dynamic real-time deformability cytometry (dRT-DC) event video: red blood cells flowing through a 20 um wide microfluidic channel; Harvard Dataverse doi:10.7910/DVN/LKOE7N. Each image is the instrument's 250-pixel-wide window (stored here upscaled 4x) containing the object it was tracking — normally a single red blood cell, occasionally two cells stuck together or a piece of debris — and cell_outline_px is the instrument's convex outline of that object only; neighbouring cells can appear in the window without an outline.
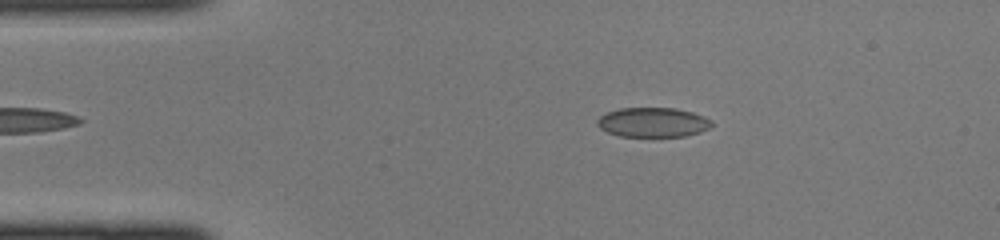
{"species": "common noctule bat (a hibernating species)", "species_latin": "Nyctalus noctula", "temperature_condition": "cold", "stored_images_in_passage": 33, "camera_frame_rate_fps": 3000, "um_per_image_px": 0.085, "animal": {"sex": "female", "body_mass_g": 22.0, "forearm_length_mm": 56.7}, "frame": {"image": 1, "passage_image": 3, "time_ms": 0.667, "image_size_px": [1000, 240], "cell_outline_px": [[712, 124], [708, 128], [700, 132], [684, 136], [620, 136], [608, 132], [600, 128], [596, 124], [596, 120], [600, 116], [608, 112], [620, 108], [676, 108], [692, 112], [704, 116], [712, 120]], "centroid_in_image_um": [55.49, 10.39], "position_along_channel_um": 29.5, "area_um2": 19.65}}
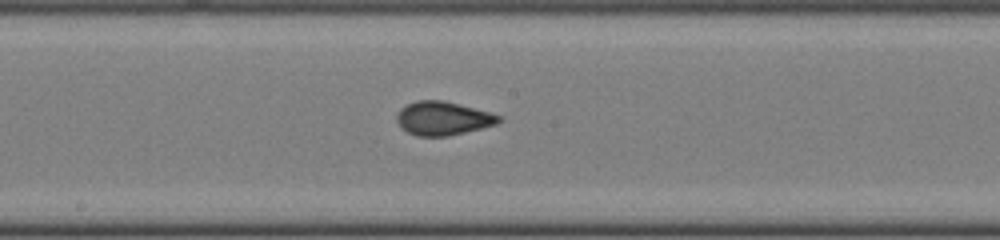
{"frame": {"image": 2, "passage_image": 18, "time_ms": 5.667, "image_size_px": [1000, 240], "cell_outline_px": [[504, 116], [496, 124], [448, 136], [416, 136], [400, 128], [396, 120], [396, 116], [400, 108], [416, 100], [444, 100], [460, 104]], "centroid_in_image_um": [37.62, 10.05], "position_along_channel_um": 210.6, "area_um2": 20.06}}
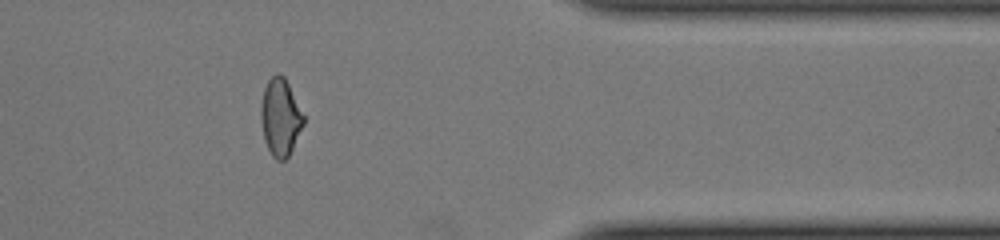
{"frame": {"image": 3, "passage_image": 31, "time_ms": 10.0, "image_size_px": [1000, 240], "cell_outline_px": [[304, 124], [288, 156], [284, 160], [276, 160], [272, 156], [264, 140], [260, 116], [260, 108], [264, 88], [268, 80], [276, 72], [284, 76], [304, 116]], "centroid_in_image_um": [23.81, 9.96], "position_along_channel_um": 387.6, "area_um2": 19.02}}